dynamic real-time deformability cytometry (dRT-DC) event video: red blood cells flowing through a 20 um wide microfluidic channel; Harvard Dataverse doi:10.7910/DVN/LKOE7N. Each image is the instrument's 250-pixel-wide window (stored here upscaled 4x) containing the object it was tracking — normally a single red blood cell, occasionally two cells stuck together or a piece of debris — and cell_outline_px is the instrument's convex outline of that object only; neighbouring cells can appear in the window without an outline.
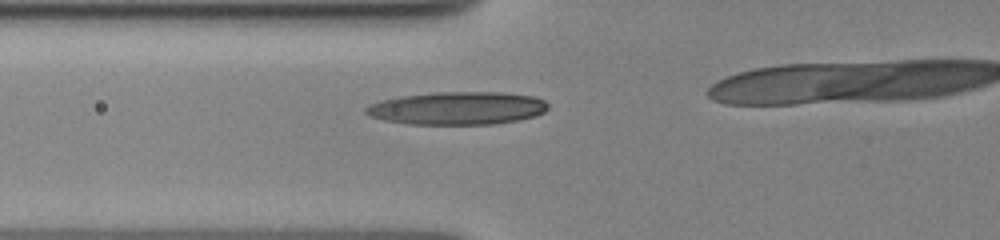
{"species": "human", "species_latin": "Homo sapiens", "temperature_condition": "cold", "stored_images_in_passage": 7, "camera_frame_rate_fps": 3000, "um_per_image_px": 0.085, "donor": {"sex": "female"}, "frame": {"image": 1, "passage_image": 2, "time_ms": 0.667, "image_size_px": [1000, 240], "cell_outline_px": [[548, 108], [544, 112], [536, 116], [520, 120], [492, 124], [408, 124], [384, 120], [368, 116], [364, 112], [364, 108], [380, 100], [404, 96], [436, 92], [500, 92], [536, 96], [544, 100], [548, 104]], "centroid_in_image_um": [38.91, 9.2], "position_along_channel_um": 86.9, "area_um2": 35.08}}
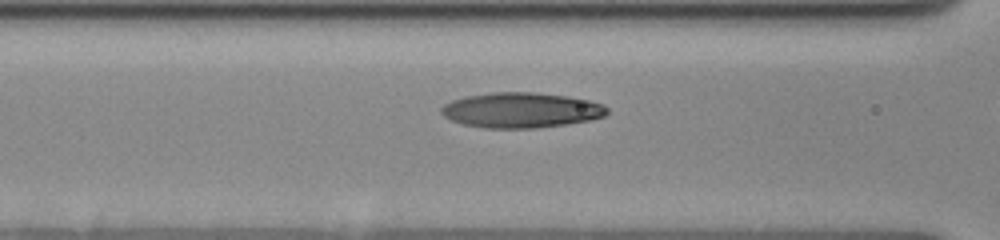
{"frame": {"image": 2, "passage_image": 5, "time_ms": 1.667, "image_size_px": [1000, 240], "cell_outline_px": [[608, 112], [604, 116], [588, 120], [564, 124], [536, 128], [484, 128], [464, 124], [452, 120], [444, 116], [440, 112], [440, 108], [444, 104], [452, 100], [464, 96], [492, 92], [532, 92], [564, 96], [588, 100], [604, 104], [608, 108]], "centroid_in_image_um": [44.26, 9.36], "position_along_channel_um": 122.3, "area_um2": 33.93}}